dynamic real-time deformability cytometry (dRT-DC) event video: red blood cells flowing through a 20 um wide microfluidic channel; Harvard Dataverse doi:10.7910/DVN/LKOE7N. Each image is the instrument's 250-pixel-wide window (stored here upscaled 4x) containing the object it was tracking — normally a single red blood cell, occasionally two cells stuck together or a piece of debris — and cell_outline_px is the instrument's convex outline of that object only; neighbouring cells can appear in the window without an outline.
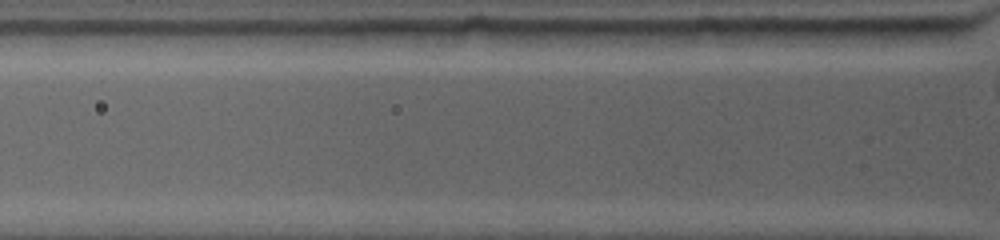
{"species": "common noctule bat (a hibernating species)", "species_latin": "Nyctalus noctula", "temperature_condition": "warm", "stored_images_in_passage": 3, "segment_of_instrument_passage": [2, 2], "camera_frame_rate_fps": 4500, "um_per_image_px": 0.085, "animal": {"sex": "female", "body_mass_g": 19.0, "forearm_length_mm": 53.3}, "frame": {"image": 1, "passage_image": 3, "time_ms": 1.111, "image_size_px": [1000, 240], "cell_outline_px": [[960, 36], [936, 44], [832, 44], [824, 28], [960, 28]], "centroid_in_image_um": [75.75, 3.03], "position_along_channel_um": 50.0, "area_um2": 14.57}}